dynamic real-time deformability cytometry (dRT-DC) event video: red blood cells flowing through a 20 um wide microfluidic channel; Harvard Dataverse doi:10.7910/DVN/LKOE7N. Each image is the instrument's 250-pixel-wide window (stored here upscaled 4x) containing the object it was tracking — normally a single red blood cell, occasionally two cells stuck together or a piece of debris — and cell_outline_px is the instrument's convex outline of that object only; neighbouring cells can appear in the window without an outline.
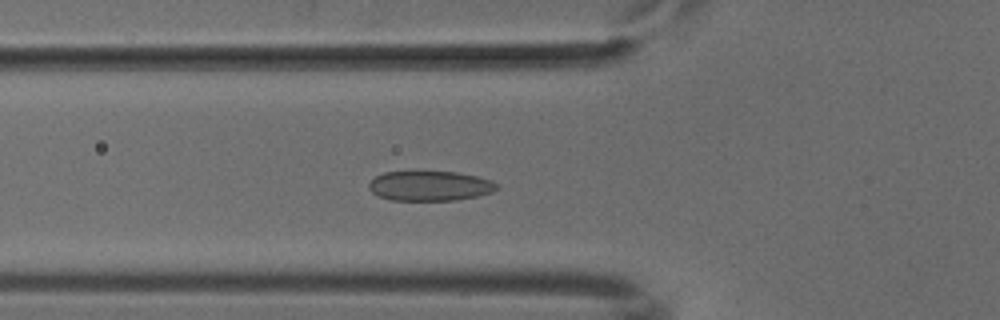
{"species": "common noctule bat (a hibernating species)", "species_latin": "Nyctalus noctula", "temperature_condition": "cold", "stored_images_in_passage": 48, "camera_frame_rate_fps": 3000, "um_per_image_px": 0.085, "animal": {"sex": "male", "body_mass_g": 18.8}, "frame": {"image": 1, "passage_image": 14, "time_ms": 4.333, "image_size_px": [1000, 320], "cell_outline_px": [[496, 188], [492, 192], [476, 196], [456, 200], [392, 200], [380, 196], [372, 192], [368, 188], [368, 184], [376, 176], [384, 172], [456, 172], [476, 176], [492, 180], [496, 184]], "centroid_in_image_um": [36.52, 15.8], "position_along_channel_um": 89.3, "area_um2": 21.96}}
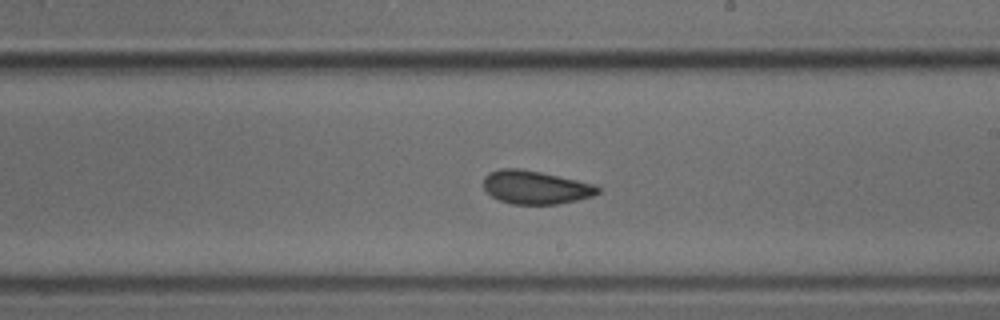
{"frame": {"image": 2, "passage_image": 26, "time_ms": 8.333, "image_size_px": [1000, 320], "cell_outline_px": [[600, 192], [592, 196], [576, 200], [556, 204], [512, 204], [500, 200], [492, 196], [484, 188], [484, 176], [488, 172], [500, 168], [520, 168], [540, 172], [596, 184], [600, 188]], "centroid_in_image_um": [45.52, 15.91], "position_along_channel_um": 243.5, "area_um2": 22.2}}
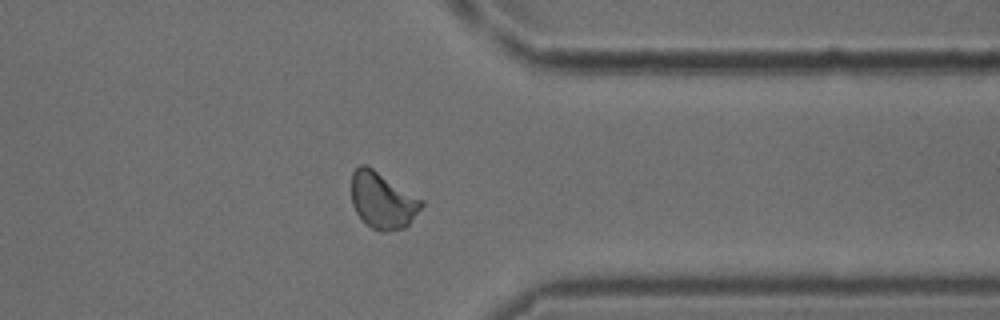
{"frame": {"image": 3, "passage_image": 37, "time_ms": 12.0, "image_size_px": [1000, 320], "cell_outline_px": [[424, 204], [408, 224], [404, 228], [384, 232], [380, 232], [372, 228], [356, 212], [352, 204], [352, 172], [360, 164], [364, 164], [372, 168], [424, 200]], "centroid_in_image_um": [32.52, 17.03], "position_along_channel_um": 378.9, "area_um2": 22.77}}